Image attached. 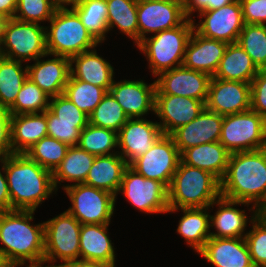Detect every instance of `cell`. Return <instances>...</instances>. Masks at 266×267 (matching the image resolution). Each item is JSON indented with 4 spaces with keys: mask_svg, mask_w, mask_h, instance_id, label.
<instances>
[{
    "mask_svg": "<svg viewBox=\"0 0 266 267\" xmlns=\"http://www.w3.org/2000/svg\"><path fill=\"white\" fill-rule=\"evenodd\" d=\"M227 46L226 42L204 37L194 30L186 46L182 65L213 77Z\"/></svg>",
    "mask_w": 266,
    "mask_h": 267,
    "instance_id": "44dd1931",
    "label": "cell"
},
{
    "mask_svg": "<svg viewBox=\"0 0 266 267\" xmlns=\"http://www.w3.org/2000/svg\"><path fill=\"white\" fill-rule=\"evenodd\" d=\"M0 267H14L1 251H0Z\"/></svg>",
    "mask_w": 266,
    "mask_h": 267,
    "instance_id": "db71d44e",
    "label": "cell"
},
{
    "mask_svg": "<svg viewBox=\"0 0 266 267\" xmlns=\"http://www.w3.org/2000/svg\"><path fill=\"white\" fill-rule=\"evenodd\" d=\"M6 20H7V18L5 16H3L2 14H0V42L2 39L3 28H4Z\"/></svg>",
    "mask_w": 266,
    "mask_h": 267,
    "instance_id": "11a10c76",
    "label": "cell"
},
{
    "mask_svg": "<svg viewBox=\"0 0 266 267\" xmlns=\"http://www.w3.org/2000/svg\"><path fill=\"white\" fill-rule=\"evenodd\" d=\"M197 16L204 19L200 20L199 24L193 23L198 34L228 44L238 41L244 26L239 0L219 9L202 11Z\"/></svg>",
    "mask_w": 266,
    "mask_h": 267,
    "instance_id": "4fadbf2b",
    "label": "cell"
},
{
    "mask_svg": "<svg viewBox=\"0 0 266 267\" xmlns=\"http://www.w3.org/2000/svg\"><path fill=\"white\" fill-rule=\"evenodd\" d=\"M138 43L148 33L180 26L187 18L184 6L175 0H138Z\"/></svg>",
    "mask_w": 266,
    "mask_h": 267,
    "instance_id": "5bb4252c",
    "label": "cell"
},
{
    "mask_svg": "<svg viewBox=\"0 0 266 267\" xmlns=\"http://www.w3.org/2000/svg\"><path fill=\"white\" fill-rule=\"evenodd\" d=\"M72 207L67 211L81 224H110L116 197L84 183L63 187Z\"/></svg>",
    "mask_w": 266,
    "mask_h": 267,
    "instance_id": "30bf717a",
    "label": "cell"
},
{
    "mask_svg": "<svg viewBox=\"0 0 266 267\" xmlns=\"http://www.w3.org/2000/svg\"><path fill=\"white\" fill-rule=\"evenodd\" d=\"M234 1L235 0H189L184 5V13L187 19L193 20L191 14L195 11L200 13L202 11L219 9Z\"/></svg>",
    "mask_w": 266,
    "mask_h": 267,
    "instance_id": "681fc988",
    "label": "cell"
},
{
    "mask_svg": "<svg viewBox=\"0 0 266 267\" xmlns=\"http://www.w3.org/2000/svg\"><path fill=\"white\" fill-rule=\"evenodd\" d=\"M0 163H2V173L0 171V212L11 210V200L8 190V183L4 169V156L0 157Z\"/></svg>",
    "mask_w": 266,
    "mask_h": 267,
    "instance_id": "f907efd6",
    "label": "cell"
},
{
    "mask_svg": "<svg viewBox=\"0 0 266 267\" xmlns=\"http://www.w3.org/2000/svg\"><path fill=\"white\" fill-rule=\"evenodd\" d=\"M163 135L157 122L144 118L129 119L117 133L118 153L130 166L136 159L143 156Z\"/></svg>",
    "mask_w": 266,
    "mask_h": 267,
    "instance_id": "e0dca14e",
    "label": "cell"
},
{
    "mask_svg": "<svg viewBox=\"0 0 266 267\" xmlns=\"http://www.w3.org/2000/svg\"><path fill=\"white\" fill-rule=\"evenodd\" d=\"M42 265H44V263H39V264H30V265H28V266H26V267H64L62 264H59V265H54V264H52V265H45V266H42Z\"/></svg>",
    "mask_w": 266,
    "mask_h": 267,
    "instance_id": "6f0895ef",
    "label": "cell"
},
{
    "mask_svg": "<svg viewBox=\"0 0 266 267\" xmlns=\"http://www.w3.org/2000/svg\"><path fill=\"white\" fill-rule=\"evenodd\" d=\"M11 112L0 107V157L11 154Z\"/></svg>",
    "mask_w": 266,
    "mask_h": 267,
    "instance_id": "c3c4849f",
    "label": "cell"
},
{
    "mask_svg": "<svg viewBox=\"0 0 266 267\" xmlns=\"http://www.w3.org/2000/svg\"><path fill=\"white\" fill-rule=\"evenodd\" d=\"M50 98L38 85L27 78L14 104L8 110L11 115L41 113L48 109Z\"/></svg>",
    "mask_w": 266,
    "mask_h": 267,
    "instance_id": "f35d334b",
    "label": "cell"
},
{
    "mask_svg": "<svg viewBox=\"0 0 266 267\" xmlns=\"http://www.w3.org/2000/svg\"><path fill=\"white\" fill-rule=\"evenodd\" d=\"M211 76L181 65L158 75L155 95H180L206 103Z\"/></svg>",
    "mask_w": 266,
    "mask_h": 267,
    "instance_id": "9a60e30c",
    "label": "cell"
},
{
    "mask_svg": "<svg viewBox=\"0 0 266 267\" xmlns=\"http://www.w3.org/2000/svg\"><path fill=\"white\" fill-rule=\"evenodd\" d=\"M41 58H37L32 65H26L28 78L49 97L63 94L70 77L69 58L59 55H55V58L46 61Z\"/></svg>",
    "mask_w": 266,
    "mask_h": 267,
    "instance_id": "603a6c76",
    "label": "cell"
},
{
    "mask_svg": "<svg viewBox=\"0 0 266 267\" xmlns=\"http://www.w3.org/2000/svg\"><path fill=\"white\" fill-rule=\"evenodd\" d=\"M176 2H179L183 6L189 1V0H175Z\"/></svg>",
    "mask_w": 266,
    "mask_h": 267,
    "instance_id": "91938a15",
    "label": "cell"
},
{
    "mask_svg": "<svg viewBox=\"0 0 266 267\" xmlns=\"http://www.w3.org/2000/svg\"><path fill=\"white\" fill-rule=\"evenodd\" d=\"M127 167L126 161L119 153L95 156L84 184L107 191L117 197Z\"/></svg>",
    "mask_w": 266,
    "mask_h": 267,
    "instance_id": "4316f807",
    "label": "cell"
},
{
    "mask_svg": "<svg viewBox=\"0 0 266 267\" xmlns=\"http://www.w3.org/2000/svg\"><path fill=\"white\" fill-rule=\"evenodd\" d=\"M258 209H266V199Z\"/></svg>",
    "mask_w": 266,
    "mask_h": 267,
    "instance_id": "94428289",
    "label": "cell"
},
{
    "mask_svg": "<svg viewBox=\"0 0 266 267\" xmlns=\"http://www.w3.org/2000/svg\"><path fill=\"white\" fill-rule=\"evenodd\" d=\"M77 146L94 156L115 154L118 151H110L118 147L117 132L88 124L81 131Z\"/></svg>",
    "mask_w": 266,
    "mask_h": 267,
    "instance_id": "d590c367",
    "label": "cell"
},
{
    "mask_svg": "<svg viewBox=\"0 0 266 267\" xmlns=\"http://www.w3.org/2000/svg\"><path fill=\"white\" fill-rule=\"evenodd\" d=\"M18 0H0V14L7 19L13 18L16 12Z\"/></svg>",
    "mask_w": 266,
    "mask_h": 267,
    "instance_id": "f5cc1de1",
    "label": "cell"
},
{
    "mask_svg": "<svg viewBox=\"0 0 266 267\" xmlns=\"http://www.w3.org/2000/svg\"><path fill=\"white\" fill-rule=\"evenodd\" d=\"M237 43L258 69H266V25L244 24Z\"/></svg>",
    "mask_w": 266,
    "mask_h": 267,
    "instance_id": "60d3db41",
    "label": "cell"
},
{
    "mask_svg": "<svg viewBox=\"0 0 266 267\" xmlns=\"http://www.w3.org/2000/svg\"><path fill=\"white\" fill-rule=\"evenodd\" d=\"M64 267H115V263H108L103 261H93L84 259H75L66 262Z\"/></svg>",
    "mask_w": 266,
    "mask_h": 267,
    "instance_id": "816d5d0a",
    "label": "cell"
},
{
    "mask_svg": "<svg viewBox=\"0 0 266 267\" xmlns=\"http://www.w3.org/2000/svg\"><path fill=\"white\" fill-rule=\"evenodd\" d=\"M58 6L54 0H18L13 18L37 24L49 22Z\"/></svg>",
    "mask_w": 266,
    "mask_h": 267,
    "instance_id": "7bdbcfd3",
    "label": "cell"
},
{
    "mask_svg": "<svg viewBox=\"0 0 266 267\" xmlns=\"http://www.w3.org/2000/svg\"><path fill=\"white\" fill-rule=\"evenodd\" d=\"M50 100L48 109L44 111L47 122L89 123V116L64 94L51 97Z\"/></svg>",
    "mask_w": 266,
    "mask_h": 267,
    "instance_id": "b9f144b4",
    "label": "cell"
},
{
    "mask_svg": "<svg viewBox=\"0 0 266 267\" xmlns=\"http://www.w3.org/2000/svg\"><path fill=\"white\" fill-rule=\"evenodd\" d=\"M127 200L145 213H168V188L160 181L145 178L128 166L118 190Z\"/></svg>",
    "mask_w": 266,
    "mask_h": 267,
    "instance_id": "8fae6325",
    "label": "cell"
},
{
    "mask_svg": "<svg viewBox=\"0 0 266 267\" xmlns=\"http://www.w3.org/2000/svg\"><path fill=\"white\" fill-rule=\"evenodd\" d=\"M222 121L223 115L204 108L194 120L171 134L179 153L192 146L219 141Z\"/></svg>",
    "mask_w": 266,
    "mask_h": 267,
    "instance_id": "ffe728a7",
    "label": "cell"
},
{
    "mask_svg": "<svg viewBox=\"0 0 266 267\" xmlns=\"http://www.w3.org/2000/svg\"><path fill=\"white\" fill-rule=\"evenodd\" d=\"M214 204L219 206L218 211L214 215H210V227H214L217 231L210 232V237L216 238H245L244 231L247 226V215L245 210L235 208V205H247L249 203L229 200L223 197H219L214 201L210 207Z\"/></svg>",
    "mask_w": 266,
    "mask_h": 267,
    "instance_id": "d4e9b609",
    "label": "cell"
},
{
    "mask_svg": "<svg viewBox=\"0 0 266 267\" xmlns=\"http://www.w3.org/2000/svg\"><path fill=\"white\" fill-rule=\"evenodd\" d=\"M205 108L203 101L180 95H155V112L159 127L171 135L179 127L190 123Z\"/></svg>",
    "mask_w": 266,
    "mask_h": 267,
    "instance_id": "ac0fdd59",
    "label": "cell"
},
{
    "mask_svg": "<svg viewBox=\"0 0 266 267\" xmlns=\"http://www.w3.org/2000/svg\"><path fill=\"white\" fill-rule=\"evenodd\" d=\"M108 15V31L113 27L118 29L131 38L136 45L138 44V0H106Z\"/></svg>",
    "mask_w": 266,
    "mask_h": 267,
    "instance_id": "e575fe53",
    "label": "cell"
},
{
    "mask_svg": "<svg viewBox=\"0 0 266 267\" xmlns=\"http://www.w3.org/2000/svg\"><path fill=\"white\" fill-rule=\"evenodd\" d=\"M258 70L251 57L237 42L230 43L213 78L251 83Z\"/></svg>",
    "mask_w": 266,
    "mask_h": 267,
    "instance_id": "f546056e",
    "label": "cell"
},
{
    "mask_svg": "<svg viewBox=\"0 0 266 267\" xmlns=\"http://www.w3.org/2000/svg\"><path fill=\"white\" fill-rule=\"evenodd\" d=\"M209 208H181L184 214L176 232L184 237L187 245L197 253L203 249L210 238V215L207 212Z\"/></svg>",
    "mask_w": 266,
    "mask_h": 267,
    "instance_id": "4dcf8cb0",
    "label": "cell"
},
{
    "mask_svg": "<svg viewBox=\"0 0 266 267\" xmlns=\"http://www.w3.org/2000/svg\"><path fill=\"white\" fill-rule=\"evenodd\" d=\"M32 210H10L0 212V251L14 266L43 263L44 222L31 225Z\"/></svg>",
    "mask_w": 266,
    "mask_h": 267,
    "instance_id": "3957f363",
    "label": "cell"
},
{
    "mask_svg": "<svg viewBox=\"0 0 266 267\" xmlns=\"http://www.w3.org/2000/svg\"><path fill=\"white\" fill-rule=\"evenodd\" d=\"M48 55L45 26L14 18L6 20L0 42V56L29 62Z\"/></svg>",
    "mask_w": 266,
    "mask_h": 267,
    "instance_id": "52a82bcc",
    "label": "cell"
},
{
    "mask_svg": "<svg viewBox=\"0 0 266 267\" xmlns=\"http://www.w3.org/2000/svg\"><path fill=\"white\" fill-rule=\"evenodd\" d=\"M194 22L186 19L180 26L155 33L136 45L147 57L154 77L183 64L186 46L194 31Z\"/></svg>",
    "mask_w": 266,
    "mask_h": 267,
    "instance_id": "8992f818",
    "label": "cell"
},
{
    "mask_svg": "<svg viewBox=\"0 0 266 267\" xmlns=\"http://www.w3.org/2000/svg\"><path fill=\"white\" fill-rule=\"evenodd\" d=\"M89 123L47 122V135L69 147L77 146L81 131Z\"/></svg>",
    "mask_w": 266,
    "mask_h": 267,
    "instance_id": "f6af8a7d",
    "label": "cell"
},
{
    "mask_svg": "<svg viewBox=\"0 0 266 267\" xmlns=\"http://www.w3.org/2000/svg\"><path fill=\"white\" fill-rule=\"evenodd\" d=\"M244 24L266 25V0H239Z\"/></svg>",
    "mask_w": 266,
    "mask_h": 267,
    "instance_id": "7dc6e473",
    "label": "cell"
},
{
    "mask_svg": "<svg viewBox=\"0 0 266 267\" xmlns=\"http://www.w3.org/2000/svg\"><path fill=\"white\" fill-rule=\"evenodd\" d=\"M94 159V155L78 146L69 147L66 156L52 173L55 189H58V183L61 184L64 181L74 182L71 185L84 183Z\"/></svg>",
    "mask_w": 266,
    "mask_h": 267,
    "instance_id": "1f68e13d",
    "label": "cell"
},
{
    "mask_svg": "<svg viewBox=\"0 0 266 267\" xmlns=\"http://www.w3.org/2000/svg\"><path fill=\"white\" fill-rule=\"evenodd\" d=\"M219 142L231 154L266 148V118L251 109L224 115Z\"/></svg>",
    "mask_w": 266,
    "mask_h": 267,
    "instance_id": "ba28073f",
    "label": "cell"
},
{
    "mask_svg": "<svg viewBox=\"0 0 266 267\" xmlns=\"http://www.w3.org/2000/svg\"><path fill=\"white\" fill-rule=\"evenodd\" d=\"M106 93L107 91L102 87L80 81L70 76L63 94L82 112L89 116Z\"/></svg>",
    "mask_w": 266,
    "mask_h": 267,
    "instance_id": "74e56055",
    "label": "cell"
},
{
    "mask_svg": "<svg viewBox=\"0 0 266 267\" xmlns=\"http://www.w3.org/2000/svg\"><path fill=\"white\" fill-rule=\"evenodd\" d=\"M199 255L215 267H255L245 238L210 237Z\"/></svg>",
    "mask_w": 266,
    "mask_h": 267,
    "instance_id": "7402d4cb",
    "label": "cell"
},
{
    "mask_svg": "<svg viewBox=\"0 0 266 267\" xmlns=\"http://www.w3.org/2000/svg\"><path fill=\"white\" fill-rule=\"evenodd\" d=\"M4 169L11 210L35 211L39 204L56 191L52 172L31 160L25 153L4 156Z\"/></svg>",
    "mask_w": 266,
    "mask_h": 267,
    "instance_id": "7a4b0ae2",
    "label": "cell"
},
{
    "mask_svg": "<svg viewBox=\"0 0 266 267\" xmlns=\"http://www.w3.org/2000/svg\"><path fill=\"white\" fill-rule=\"evenodd\" d=\"M221 197L253 203L257 209L266 199V148L232 153L227 170L220 181Z\"/></svg>",
    "mask_w": 266,
    "mask_h": 267,
    "instance_id": "6da1fadb",
    "label": "cell"
},
{
    "mask_svg": "<svg viewBox=\"0 0 266 267\" xmlns=\"http://www.w3.org/2000/svg\"><path fill=\"white\" fill-rule=\"evenodd\" d=\"M69 146L55 138L46 136L29 148L25 154L52 173L66 156Z\"/></svg>",
    "mask_w": 266,
    "mask_h": 267,
    "instance_id": "ab89813d",
    "label": "cell"
},
{
    "mask_svg": "<svg viewBox=\"0 0 266 267\" xmlns=\"http://www.w3.org/2000/svg\"><path fill=\"white\" fill-rule=\"evenodd\" d=\"M251 83L211 77L205 108L220 115L250 110Z\"/></svg>",
    "mask_w": 266,
    "mask_h": 267,
    "instance_id": "2e32d148",
    "label": "cell"
},
{
    "mask_svg": "<svg viewBox=\"0 0 266 267\" xmlns=\"http://www.w3.org/2000/svg\"><path fill=\"white\" fill-rule=\"evenodd\" d=\"M47 135L44 112L11 116V153H25Z\"/></svg>",
    "mask_w": 266,
    "mask_h": 267,
    "instance_id": "83f0119b",
    "label": "cell"
},
{
    "mask_svg": "<svg viewBox=\"0 0 266 267\" xmlns=\"http://www.w3.org/2000/svg\"><path fill=\"white\" fill-rule=\"evenodd\" d=\"M258 215L266 222V209H257Z\"/></svg>",
    "mask_w": 266,
    "mask_h": 267,
    "instance_id": "680465c9",
    "label": "cell"
},
{
    "mask_svg": "<svg viewBox=\"0 0 266 267\" xmlns=\"http://www.w3.org/2000/svg\"><path fill=\"white\" fill-rule=\"evenodd\" d=\"M110 224H82L80 230V255L84 260L115 263L114 246L108 236Z\"/></svg>",
    "mask_w": 266,
    "mask_h": 267,
    "instance_id": "f1b7e54d",
    "label": "cell"
},
{
    "mask_svg": "<svg viewBox=\"0 0 266 267\" xmlns=\"http://www.w3.org/2000/svg\"><path fill=\"white\" fill-rule=\"evenodd\" d=\"M69 61L71 77L102 87L109 92L114 80V68L107 60L97 54L95 48L74 55L69 58ZM73 63H75V68Z\"/></svg>",
    "mask_w": 266,
    "mask_h": 267,
    "instance_id": "cb8c5ba5",
    "label": "cell"
},
{
    "mask_svg": "<svg viewBox=\"0 0 266 267\" xmlns=\"http://www.w3.org/2000/svg\"><path fill=\"white\" fill-rule=\"evenodd\" d=\"M70 6L78 14L89 33L102 43L108 33L106 0H78Z\"/></svg>",
    "mask_w": 266,
    "mask_h": 267,
    "instance_id": "836d02e7",
    "label": "cell"
},
{
    "mask_svg": "<svg viewBox=\"0 0 266 267\" xmlns=\"http://www.w3.org/2000/svg\"><path fill=\"white\" fill-rule=\"evenodd\" d=\"M22 62L0 56V107L9 109L28 78L27 66Z\"/></svg>",
    "mask_w": 266,
    "mask_h": 267,
    "instance_id": "d6a6232c",
    "label": "cell"
},
{
    "mask_svg": "<svg viewBox=\"0 0 266 267\" xmlns=\"http://www.w3.org/2000/svg\"><path fill=\"white\" fill-rule=\"evenodd\" d=\"M78 0H55V2L59 5V6H67V5H70L74 2H76Z\"/></svg>",
    "mask_w": 266,
    "mask_h": 267,
    "instance_id": "9f6ffc18",
    "label": "cell"
},
{
    "mask_svg": "<svg viewBox=\"0 0 266 267\" xmlns=\"http://www.w3.org/2000/svg\"><path fill=\"white\" fill-rule=\"evenodd\" d=\"M250 109L266 118V69H259L251 81Z\"/></svg>",
    "mask_w": 266,
    "mask_h": 267,
    "instance_id": "bcb514c9",
    "label": "cell"
},
{
    "mask_svg": "<svg viewBox=\"0 0 266 267\" xmlns=\"http://www.w3.org/2000/svg\"><path fill=\"white\" fill-rule=\"evenodd\" d=\"M128 120L129 117L110 92L103 96L101 102L89 115V124L111 129L117 133Z\"/></svg>",
    "mask_w": 266,
    "mask_h": 267,
    "instance_id": "8d00e7d4",
    "label": "cell"
},
{
    "mask_svg": "<svg viewBox=\"0 0 266 267\" xmlns=\"http://www.w3.org/2000/svg\"><path fill=\"white\" fill-rule=\"evenodd\" d=\"M252 229L247 232L250 256L255 267H266V222L254 212L251 219Z\"/></svg>",
    "mask_w": 266,
    "mask_h": 267,
    "instance_id": "ee69618b",
    "label": "cell"
},
{
    "mask_svg": "<svg viewBox=\"0 0 266 267\" xmlns=\"http://www.w3.org/2000/svg\"><path fill=\"white\" fill-rule=\"evenodd\" d=\"M109 92L123 108L129 119L142 118L149 111L155 112L156 82L148 85L143 80H123L113 83Z\"/></svg>",
    "mask_w": 266,
    "mask_h": 267,
    "instance_id": "d6986e66",
    "label": "cell"
},
{
    "mask_svg": "<svg viewBox=\"0 0 266 267\" xmlns=\"http://www.w3.org/2000/svg\"><path fill=\"white\" fill-rule=\"evenodd\" d=\"M231 153L219 142L192 146L180 154L181 161L191 167L210 172L219 181L224 177Z\"/></svg>",
    "mask_w": 266,
    "mask_h": 267,
    "instance_id": "484cf974",
    "label": "cell"
},
{
    "mask_svg": "<svg viewBox=\"0 0 266 267\" xmlns=\"http://www.w3.org/2000/svg\"><path fill=\"white\" fill-rule=\"evenodd\" d=\"M180 160V153L174 139L171 135L163 134L130 167L145 178L158 180L169 188Z\"/></svg>",
    "mask_w": 266,
    "mask_h": 267,
    "instance_id": "7c38bea8",
    "label": "cell"
},
{
    "mask_svg": "<svg viewBox=\"0 0 266 267\" xmlns=\"http://www.w3.org/2000/svg\"><path fill=\"white\" fill-rule=\"evenodd\" d=\"M49 22L50 26H46V48L50 56L70 58L99 45L72 8L58 6Z\"/></svg>",
    "mask_w": 266,
    "mask_h": 267,
    "instance_id": "5b68a950",
    "label": "cell"
},
{
    "mask_svg": "<svg viewBox=\"0 0 266 267\" xmlns=\"http://www.w3.org/2000/svg\"><path fill=\"white\" fill-rule=\"evenodd\" d=\"M81 223L67 210L44 222V260L55 263L79 259Z\"/></svg>",
    "mask_w": 266,
    "mask_h": 267,
    "instance_id": "9c48e42d",
    "label": "cell"
},
{
    "mask_svg": "<svg viewBox=\"0 0 266 267\" xmlns=\"http://www.w3.org/2000/svg\"><path fill=\"white\" fill-rule=\"evenodd\" d=\"M220 196V181L214 175L180 160L168 188L167 212L210 207Z\"/></svg>",
    "mask_w": 266,
    "mask_h": 267,
    "instance_id": "277c9868",
    "label": "cell"
}]
</instances>
